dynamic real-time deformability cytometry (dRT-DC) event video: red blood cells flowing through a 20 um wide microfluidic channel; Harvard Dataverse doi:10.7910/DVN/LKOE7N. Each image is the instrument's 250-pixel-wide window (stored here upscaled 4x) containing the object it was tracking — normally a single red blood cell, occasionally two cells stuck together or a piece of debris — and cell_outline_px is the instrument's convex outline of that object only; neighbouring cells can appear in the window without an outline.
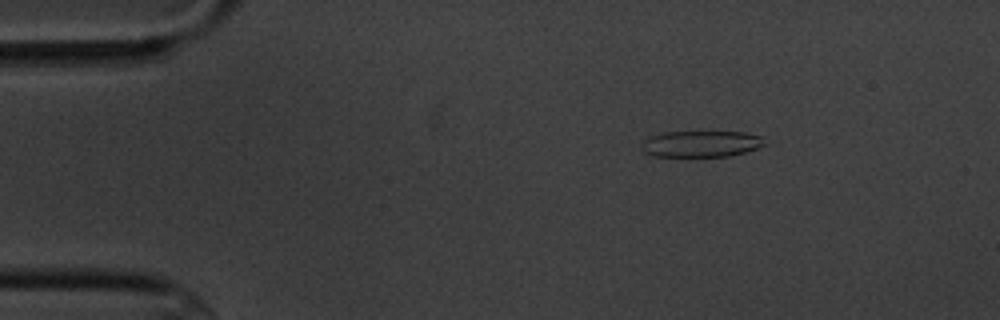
{"species": "common noctule bat (a hibernating species)", "species_latin": "Nyctalus noctula", "temperature_condition": "cold", "stored_images_in_passage": 6, "camera_frame_rate_fps": 3000, "um_per_image_px": 0.085, "animal": {"sex": "male", "body_mass_g": 20.1, "forearm_length_mm": 53.5}, "frame": {"image": 1, "passage_image": 6, "time_ms": 5.667, "image_size_px": [1000, 320], "cell_outline_px": [[768, 144], [744, 152], [728, 156], [652, 156], [644, 152], [644, 140], [652, 136], [664, 132], [744, 132], [760, 136]], "centroid_in_image_um": [59.63, 12.22], "position_along_channel_um": 25.4, "area_um2": 18.55}}